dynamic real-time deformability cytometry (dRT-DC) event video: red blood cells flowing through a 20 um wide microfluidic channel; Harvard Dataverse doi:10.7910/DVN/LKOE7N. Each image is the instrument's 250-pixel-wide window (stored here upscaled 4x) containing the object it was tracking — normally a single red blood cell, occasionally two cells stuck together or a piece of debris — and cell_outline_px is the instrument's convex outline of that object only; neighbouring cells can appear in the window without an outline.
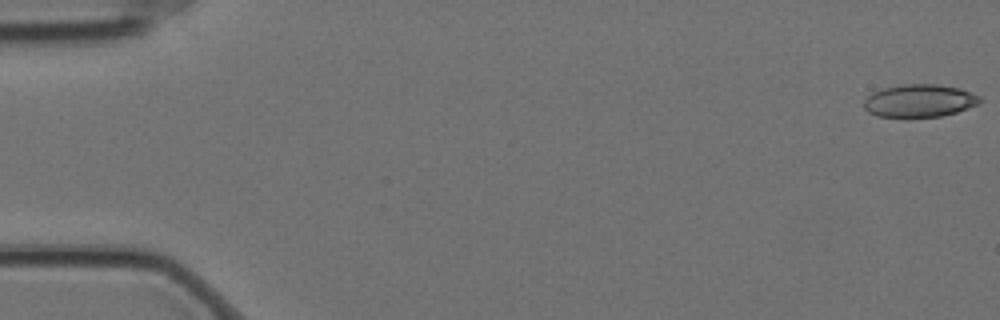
{"species": "Egyptian fruit bat (a non-hibernating species)", "species_latin": "Rousettus aegyptiacus", "temperature_condition": "cold", "stored_images_in_passage": 6, "camera_frame_rate_fps": 3000, "um_per_image_px": 0.085, "animal": {"sex": "female"}, "frame": {"image": 1, "passage_image": 1, "time_ms": 0.0, "image_size_px": [1000, 320], "cell_outline_px": [[980, 104], [956, 112], [940, 116], [904, 120], [876, 116], [868, 112], [864, 108], [864, 100], [872, 92], [884, 88], [904, 84], [936, 84], [960, 88], [980, 96]], "centroid_in_image_um": [78.11, 8.61], "position_along_channel_um": 6.9, "area_um2": 22.83}}
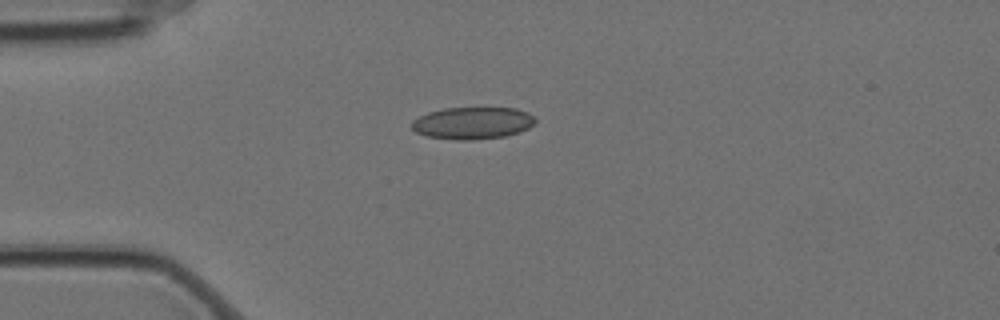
{"frame": {"image": 2, "passage_image": 4, "time_ms": 1.0, "image_size_px": [1000, 320], "cell_outline_px": [[536, 124], [520, 132], [504, 136], [472, 140], [460, 140], [428, 136], [416, 132], [412, 128], [412, 120], [428, 112], [444, 108], [516, 108], [528, 112], [536, 120]], "centroid_in_image_um": [40.19, 10.45], "position_along_channel_um": 44.8, "area_um2": 23.06}}
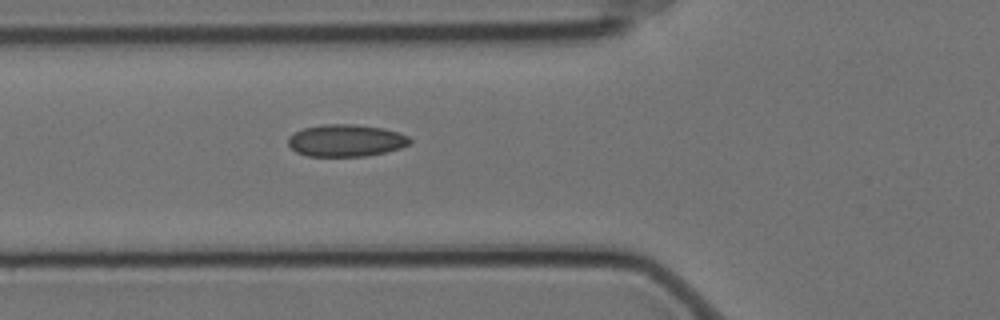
{"frame": {"image": 3, "passage_image": 6, "time_ms": 1.667, "image_size_px": [1000, 320], "cell_outline_px": [[412, 140], [408, 144], [400, 148], [368, 156], [308, 156], [296, 152], [288, 144], [288, 136], [304, 128], [324, 124], [352, 124], [384, 128], [400, 132], [408, 136]], "centroid_in_image_um": [29.41, 11.94], "position_along_channel_um": 96.4, "area_um2": 22.77}}